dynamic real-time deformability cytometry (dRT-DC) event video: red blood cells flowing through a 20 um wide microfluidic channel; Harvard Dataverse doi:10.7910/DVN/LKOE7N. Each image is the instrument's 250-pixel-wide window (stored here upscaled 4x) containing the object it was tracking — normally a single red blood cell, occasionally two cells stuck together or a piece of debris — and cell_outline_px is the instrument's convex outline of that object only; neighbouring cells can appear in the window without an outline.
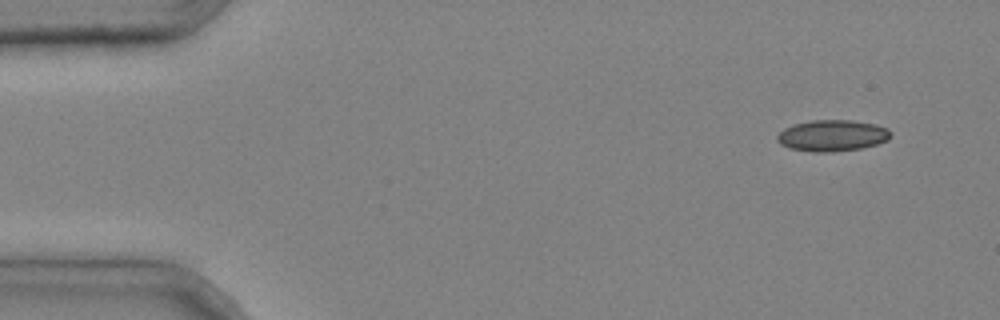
{"species": "common noctule bat (a hibernating species)", "species_latin": "Nyctalus noctula", "temperature_condition": "cold", "stored_images_in_passage": 5, "segment_of_instrument_passage": [2, 2], "camera_frame_rate_fps": 3000, "um_per_image_px": 0.085, "animal": {"sex": "male", "body_mass_g": 20.4}, "frame": {"image": 1, "passage_image": 5, "time_ms": 1.333, "image_size_px": [1000, 320], "cell_outline_px": [[892, 136], [888, 140], [876, 144], [860, 148], [832, 152], [812, 152], [792, 148], [780, 144], [776, 140], [776, 136], [784, 128], [796, 124], [812, 120], [852, 120], [876, 124], [888, 128], [892, 132]], "centroid_in_image_um": [70.77, 11.52], "position_along_channel_um": 14.2, "area_um2": 20.75}}